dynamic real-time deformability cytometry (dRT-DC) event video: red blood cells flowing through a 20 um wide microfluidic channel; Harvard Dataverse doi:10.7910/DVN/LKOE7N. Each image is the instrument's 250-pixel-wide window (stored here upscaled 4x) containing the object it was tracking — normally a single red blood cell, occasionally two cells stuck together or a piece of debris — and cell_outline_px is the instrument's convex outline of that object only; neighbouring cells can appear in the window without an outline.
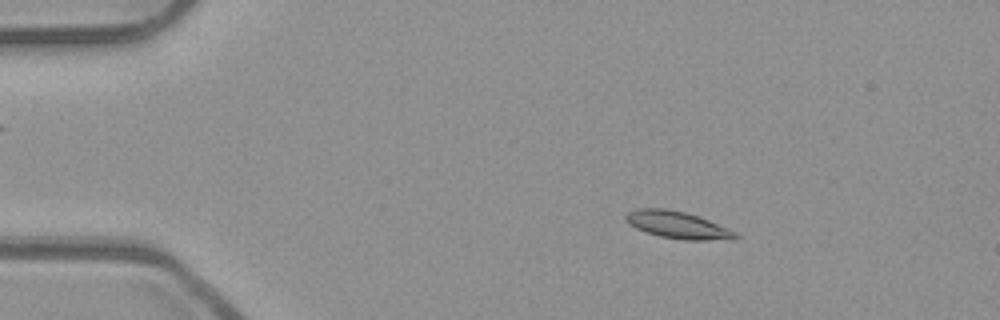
{"species": "common noctule bat (a hibernating species)", "species_latin": "Nyctalus noctula", "temperature_condition": "room temperature", "stored_images_in_passage": 53, "camera_frame_rate_fps": 3000, "um_per_image_px": 0.085, "animal": {"sex": "male", "body_mass_g": 23.1, "forearm_length_mm": 52.7}, "frame": {"image": 1, "passage_image": 9, "time_ms": 2.667, "image_size_px": [1000, 320], "cell_outline_px": [[740, 236], [736, 240], [684, 240], [660, 236], [636, 228], [628, 224], [624, 220], [624, 216], [628, 212], [636, 208], [664, 208], [684, 212], [708, 220], [728, 228], [736, 232]], "centroid_in_image_um": [57.6, 19.13], "position_along_channel_um": 27.4, "area_um2": 17.4}}
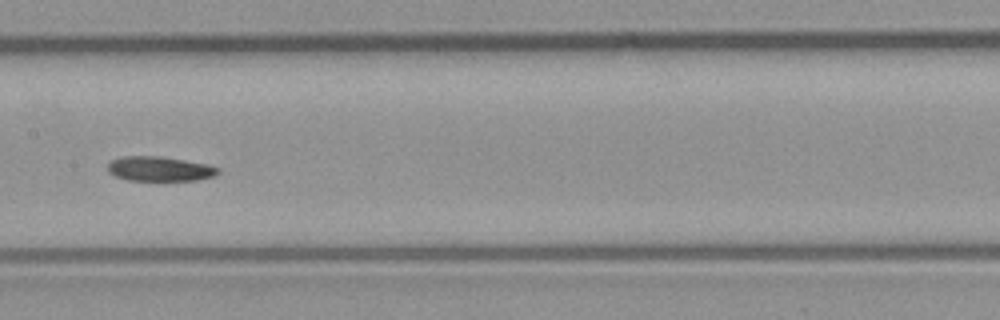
{"frame": {"image": 2, "passage_image": 27, "time_ms": 8.667, "image_size_px": [1000, 320], "cell_outline_px": [[220, 172], [216, 176], [196, 180], [128, 180], [116, 176], [108, 172], [108, 164], [112, 160], [120, 156], [160, 156], [208, 164], [220, 168]], "centroid_in_image_um": [13.6, 14.35], "position_along_channel_um": 193.8, "area_um2": 15.9}}
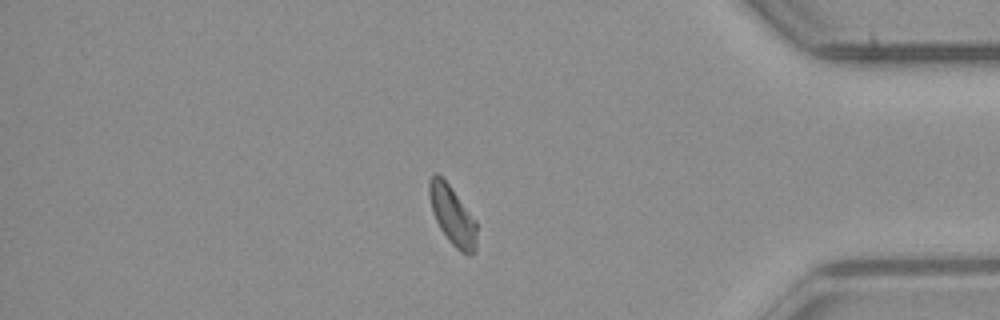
{"frame": {"image": 3, "passage_image": 45, "time_ms": 14.667, "image_size_px": [1000, 320], "cell_outline_px": [[476, 248], [468, 256], [460, 252], [448, 240], [440, 228], [432, 212], [428, 196], [428, 180], [436, 172], [448, 184], [476, 220]], "centroid_in_image_um": [38.43, 18.32], "position_along_channel_um": 396.8, "area_um2": 16.24}, "authors_computed_cell_mechanics": {"area_um2": 16.2996, "velocity_mm_per_s": 3.9183, "shape_relaxation_time_tau1_ms": 7.6315, "shape_relaxation_time_tau2_ms": null, "deformation_change_tau1": 0.1229, "deformation_change_tau2": null}}